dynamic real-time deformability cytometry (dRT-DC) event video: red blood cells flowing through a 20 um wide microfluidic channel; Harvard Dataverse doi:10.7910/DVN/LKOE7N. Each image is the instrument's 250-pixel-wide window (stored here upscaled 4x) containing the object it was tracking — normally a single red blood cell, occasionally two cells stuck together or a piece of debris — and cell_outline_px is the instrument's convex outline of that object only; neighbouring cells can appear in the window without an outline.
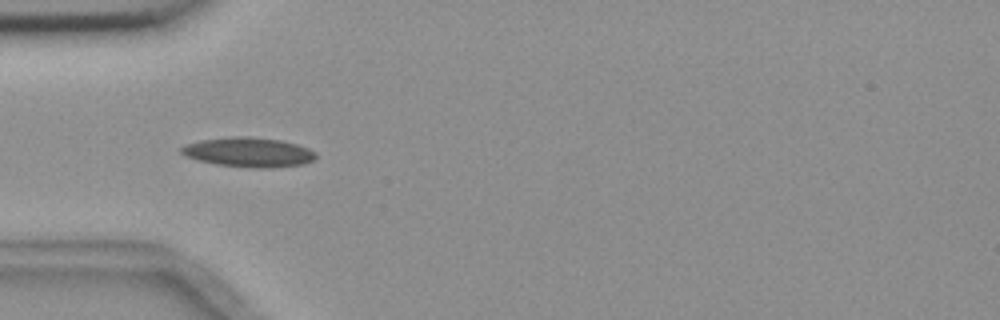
{"species": "common noctule bat (a hibernating species)", "species_latin": "Nyctalus noctula", "temperature_condition": "room temperature", "stored_images_in_passage": 4, "camera_frame_rate_fps": 3000, "um_per_image_px": 0.085, "animal": {"sex": "female", "body_mass_g": 18.4}, "frame": {"image": 1, "passage_image": 3, "time_ms": 3.333, "image_size_px": [1000, 320], "cell_outline_px": [[316, 156], [312, 160], [304, 164], [272, 168], [252, 168], [216, 164], [196, 160], [184, 156], [180, 152], [180, 148], [184, 144], [200, 140], [232, 136], [252, 136], [280, 140], [296, 144], [308, 148], [316, 152]], "centroid_in_image_um": [21.09, 12.94], "position_along_channel_um": 63.9, "area_um2": 23.47}}